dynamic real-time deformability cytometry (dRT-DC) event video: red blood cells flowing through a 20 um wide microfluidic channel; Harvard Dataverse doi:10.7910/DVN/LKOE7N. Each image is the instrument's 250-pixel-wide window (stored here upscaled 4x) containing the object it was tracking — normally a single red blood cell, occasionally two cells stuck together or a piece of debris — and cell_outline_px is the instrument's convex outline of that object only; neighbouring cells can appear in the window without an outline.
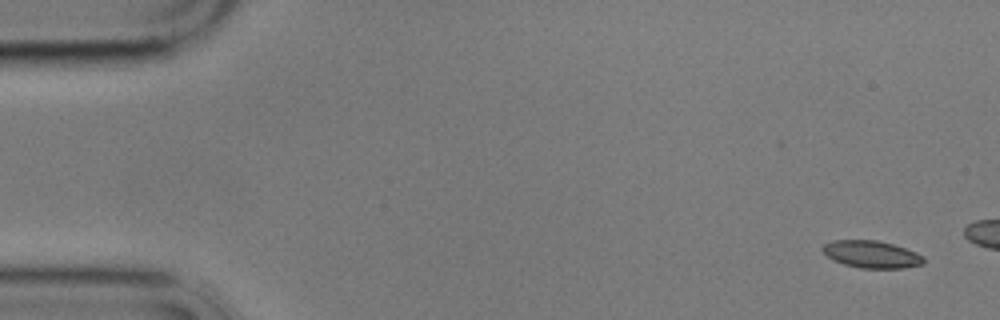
{"species": "common noctule bat (a hibernating species)", "species_latin": "Nyctalus noctula", "temperature_condition": "cold", "stored_images_in_passage": 5, "camera_frame_rate_fps": 3000, "um_per_image_px": 0.085, "animal": {"sex": "male", "body_mass_g": 17.9}, "frame": {"image": 1, "passage_image": 1, "time_ms": 0.0, "image_size_px": [1000, 320], "cell_outline_px": [[924, 264], [904, 268], [860, 268], [844, 264], [832, 260], [820, 248], [824, 244], [832, 240], [876, 240], [892, 244], [916, 252], [924, 256]], "centroid_in_image_um": [74.07, 21.62], "position_along_channel_um": 10.9, "area_um2": 16.07}}
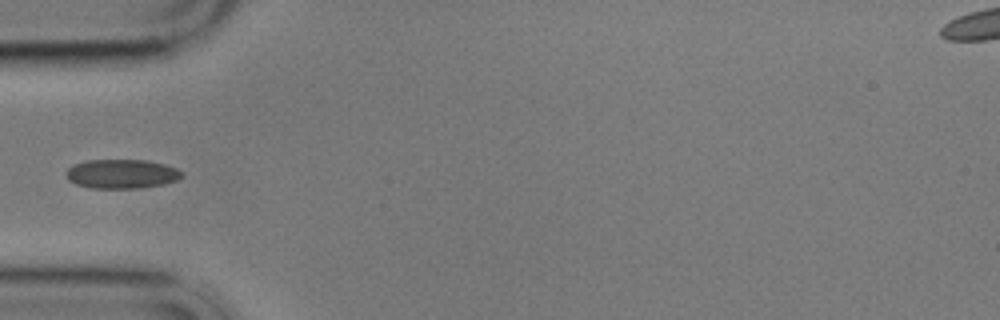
{"frame": {"image": 2, "passage_image": 5, "time_ms": 7.333, "image_size_px": [1000, 320], "cell_outline_px": [[184, 176], [176, 180], [164, 184], [140, 188], [92, 188], [76, 184], [68, 180], [64, 172], [72, 164], [88, 160], [148, 160], [164, 164], [176, 168], [184, 172]], "centroid_in_image_um": [10.34, 14.78], "position_along_channel_um": 74.7, "area_um2": 19.88}}